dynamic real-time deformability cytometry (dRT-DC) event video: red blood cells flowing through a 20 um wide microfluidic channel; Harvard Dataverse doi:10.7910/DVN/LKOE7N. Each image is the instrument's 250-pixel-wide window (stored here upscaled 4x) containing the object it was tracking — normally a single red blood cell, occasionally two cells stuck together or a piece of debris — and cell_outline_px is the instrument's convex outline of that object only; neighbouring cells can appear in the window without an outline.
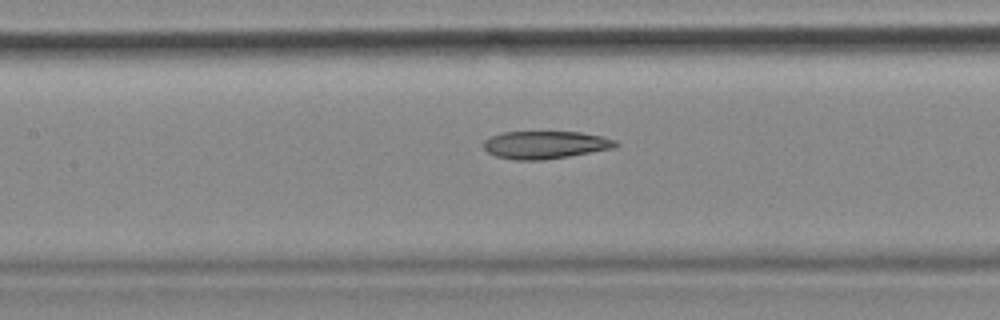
{"species": "common noctule bat (a hibernating species)", "species_latin": "Nyctalus noctula", "temperature_condition": "cold", "stored_images_in_passage": 55, "camera_frame_rate_fps": 3000, "um_per_image_px": 0.085, "animal": {"sex": "female", "body_mass_g": 18.4}, "frame": {"image": 1, "passage_image": 24, "time_ms": 7.667, "image_size_px": [1000, 320], "cell_outline_px": [[620, 144], [616, 148], [544, 160], [516, 160], [496, 156], [488, 152], [484, 148], [484, 140], [492, 136], [504, 132], [580, 132], [600, 136], [616, 140]], "centroid_in_image_um": [46.38, 12.31], "position_along_channel_um": 161.0, "area_um2": 21.27}, "authors_computed_cell_mechanics": {"area_um2": 23.0044, "velocity_mm_per_s": 3.6005, "shape_relaxation_time_tau1_ms": null, "shape_relaxation_time_tau2_ms": 7.5982, "deformation_change_tau1": null, "deformation_change_tau2": 0.1893}}